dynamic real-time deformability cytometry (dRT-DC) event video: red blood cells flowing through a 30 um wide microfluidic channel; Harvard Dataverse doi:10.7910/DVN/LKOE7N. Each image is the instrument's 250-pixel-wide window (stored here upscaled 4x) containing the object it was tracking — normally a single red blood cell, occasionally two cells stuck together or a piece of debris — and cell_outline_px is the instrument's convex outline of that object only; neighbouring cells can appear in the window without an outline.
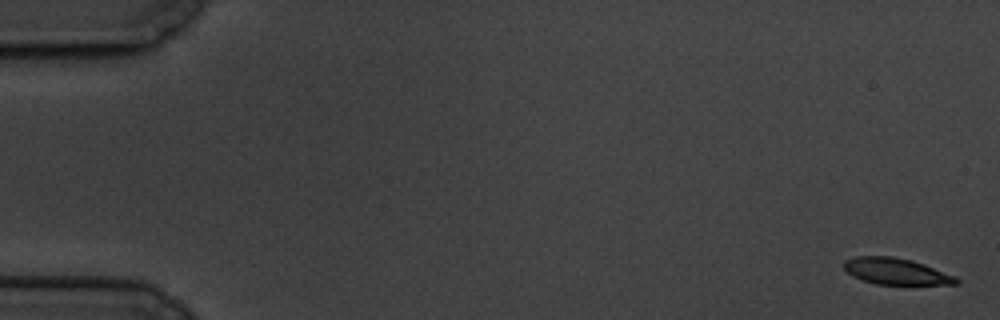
{"species": "common noctule bat (a hibernating species)", "species_latin": "Nyctalus noctula", "temperature_condition": "cold", "stored_images_in_passage": 8, "camera_frame_rate_fps": 3000, "um_per_image_px": 0.085, "animal": {"sex": "male", "body_mass_g": 19.5, "forearm_length_mm": 54.6}, "frame": {"image": 1, "passage_image": 1, "time_ms": 0.0, "image_size_px": [1000, 320], "cell_outline_px": [[960, 284], [876, 284], [852, 276], [844, 268], [844, 260], [856, 256], [892, 256], [912, 260], [924, 264], [956, 276], [960, 280]], "centroid_in_image_um": [76.18, 23.06], "position_along_channel_um": 8.8, "area_um2": 17.22}}
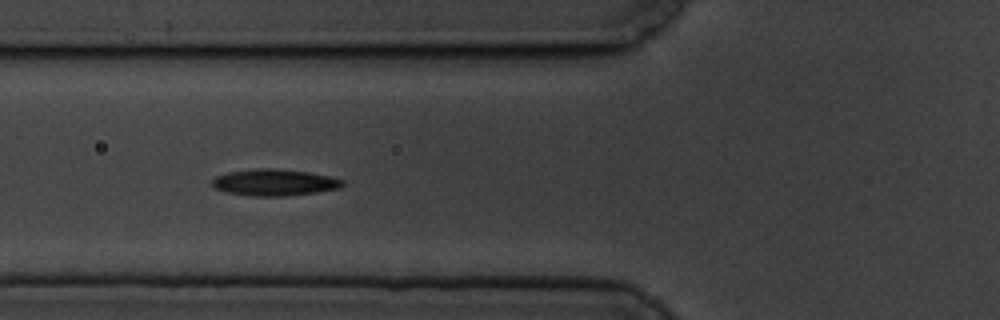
{"frame": {"image": 2, "passage_image": 7, "time_ms": 7.0, "image_size_px": [1000, 320], "cell_outline_px": [[344, 184], [340, 188], [316, 192], [284, 196], [252, 196], [228, 192], [216, 188], [212, 184], [212, 180], [216, 176], [228, 172], [256, 168], [272, 168], [308, 172], [332, 176], [344, 180]], "centroid_in_image_um": [23.36, 15.5], "position_along_channel_um": 102.4, "area_um2": 20.11}}
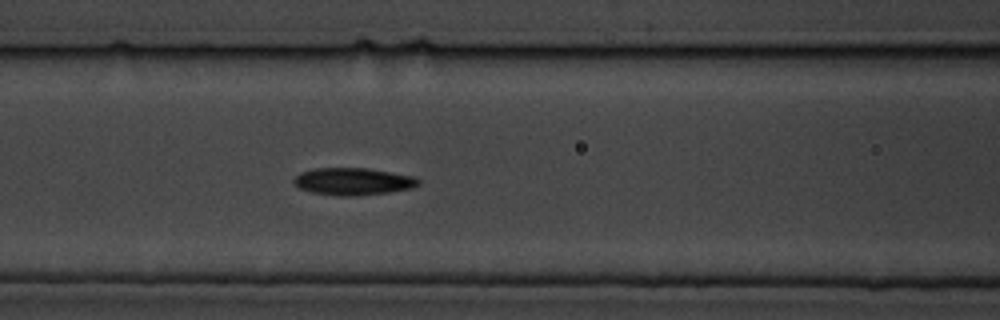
{"frame": {"image": 3, "passage_image": 8, "time_ms": 8.0, "image_size_px": [1000, 320], "cell_outline_px": [[420, 184], [412, 188], [388, 192], [352, 196], [344, 196], [312, 192], [300, 188], [292, 184], [292, 180], [300, 172], [312, 168], [368, 168], [416, 176], [420, 180]], "centroid_in_image_um": [30.01, 15.41], "position_along_channel_um": 136.6, "area_um2": 19.88}}